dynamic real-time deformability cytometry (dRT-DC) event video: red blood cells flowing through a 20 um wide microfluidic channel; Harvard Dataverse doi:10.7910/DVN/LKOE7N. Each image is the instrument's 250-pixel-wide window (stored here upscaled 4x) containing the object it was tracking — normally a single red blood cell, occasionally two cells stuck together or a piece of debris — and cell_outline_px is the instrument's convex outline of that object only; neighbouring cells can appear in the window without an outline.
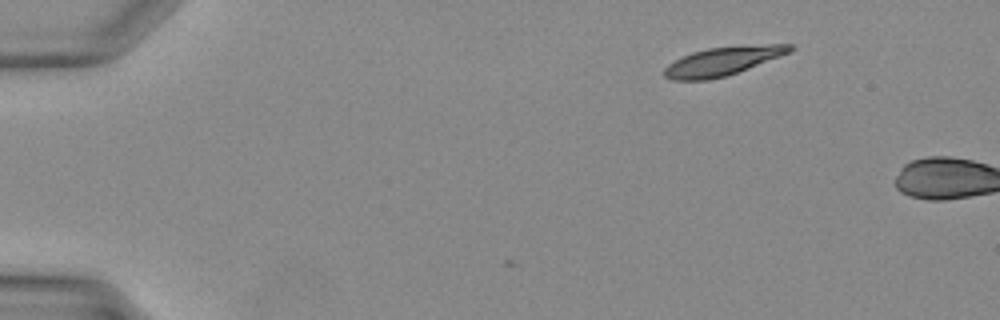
{"species": "Egyptian fruit bat (a non-hibernating species)", "species_latin": "Rousettus aegyptiacus", "temperature_condition": "warm", "stored_images_in_passage": 2, "camera_frame_rate_fps": 3000, "um_per_image_px": 0.085, "animal": {"sex": "female"}, "frame": {"image": 1, "passage_image": 1, "time_ms": 0.0, "image_size_px": [1000, 320], "cell_outline_px": [[796, 48], [792, 52], [748, 68], [724, 76], [708, 80], [672, 80], [664, 76], [664, 68], [668, 64], [692, 52], [708, 48], [768, 44], [792, 44]], "centroid_in_image_um": [61.46, 5.19], "position_along_channel_um": 23.5, "area_um2": 20.69}}